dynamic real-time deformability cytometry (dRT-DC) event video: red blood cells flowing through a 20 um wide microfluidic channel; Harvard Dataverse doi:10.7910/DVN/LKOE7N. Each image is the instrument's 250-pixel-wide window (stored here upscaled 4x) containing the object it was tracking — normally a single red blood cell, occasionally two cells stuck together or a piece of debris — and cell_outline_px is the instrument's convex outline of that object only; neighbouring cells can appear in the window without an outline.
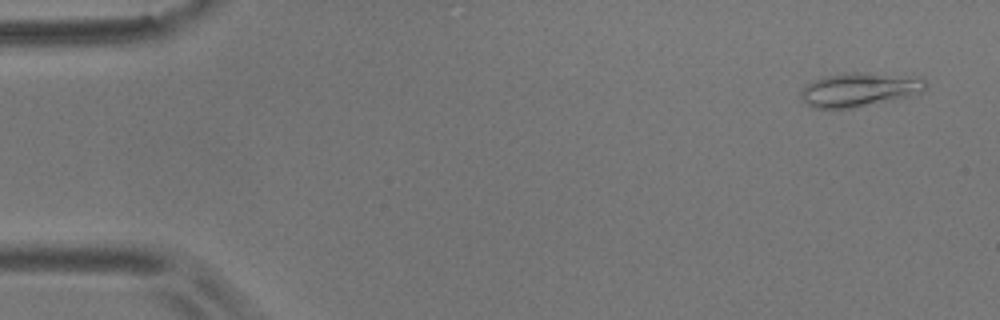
{"species": "common noctule bat (a hibernating species)", "species_latin": "Nyctalus noctula", "temperature_condition": "room temperature", "stored_images_in_passage": 5, "camera_frame_rate_fps": 3000, "um_per_image_px": 0.085, "animal": {"sex": "male", "body_mass_g": 17.9}, "frame": {"image": 1, "passage_image": 2, "time_ms": 0.333, "image_size_px": [1000, 320], "cell_outline_px": [[928, 88], [924, 92], [908, 96], [856, 108], [816, 108], [808, 104], [800, 96], [800, 92], [804, 84], [828, 76], [852, 72], [868, 72], [924, 76], [928, 84]], "centroid_in_image_um": [73.16, 7.59], "position_along_channel_um": 11.8, "area_um2": 25.09}}